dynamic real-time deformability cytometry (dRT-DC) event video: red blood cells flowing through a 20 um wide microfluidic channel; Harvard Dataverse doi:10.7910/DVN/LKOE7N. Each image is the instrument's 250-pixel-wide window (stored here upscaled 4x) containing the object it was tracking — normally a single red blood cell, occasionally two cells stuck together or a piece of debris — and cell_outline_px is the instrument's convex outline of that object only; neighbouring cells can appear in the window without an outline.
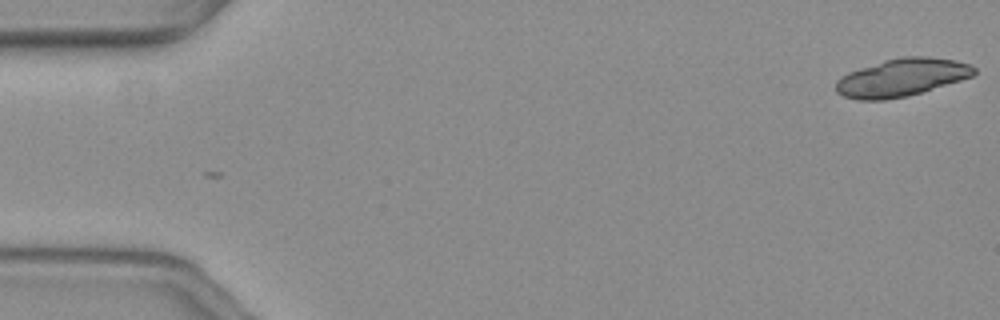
{"species": "common noctule bat (a hibernating species)", "species_latin": "Nyctalus noctula", "temperature_condition": "warm", "stored_images_in_passage": 2, "camera_frame_rate_fps": 3000, "um_per_image_px": 0.085, "animal": {"sex": "female", "body_mass_g": 19.3, "forearm_length_mm": 54.1}, "frame": {"image": 1, "passage_image": 2, "time_ms": 0.333, "image_size_px": [1000, 320], "cell_outline_px": [[976, 72], [972, 76], [960, 80], [908, 96], [884, 100], [856, 100], [844, 96], [836, 92], [836, 80], [840, 76], [848, 72], [884, 60], [900, 56], [928, 56], [956, 60], [972, 64], [976, 68]], "centroid_in_image_um": [76.64, 6.58], "position_along_channel_um": 8.4, "area_um2": 30.58}}